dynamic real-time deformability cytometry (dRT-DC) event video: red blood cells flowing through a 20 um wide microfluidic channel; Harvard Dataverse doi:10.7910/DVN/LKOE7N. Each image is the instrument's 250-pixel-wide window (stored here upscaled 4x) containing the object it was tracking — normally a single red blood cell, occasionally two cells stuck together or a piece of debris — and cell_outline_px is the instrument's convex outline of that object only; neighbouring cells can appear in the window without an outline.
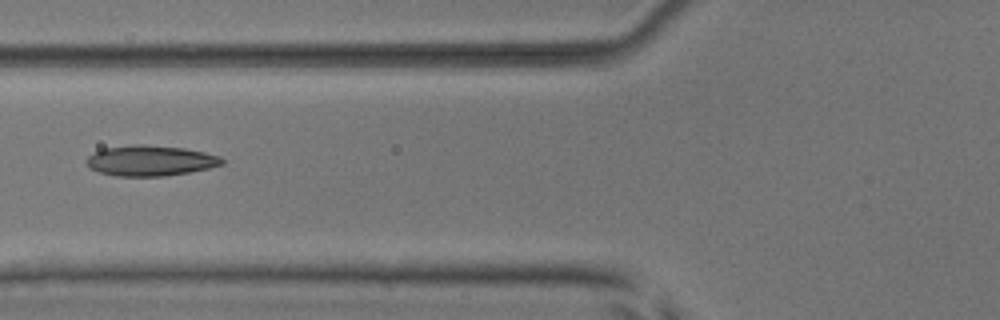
{"species": "common noctule bat (a hibernating species)", "species_latin": "Nyctalus noctula", "temperature_condition": "room temperature", "stored_images_in_passage": 7, "camera_frame_rate_fps": 3000, "um_per_image_px": 0.085, "animal": {"sex": "male", "body_mass_g": 17.9, "forearm_length_mm": 54.2}, "frame": {"image": 1, "passage_image": 6, "time_ms": 1.667, "image_size_px": [1000, 320], "cell_outline_px": [[224, 164], [208, 168], [188, 172], [164, 176], [116, 176], [96, 172], [88, 168], [84, 160], [88, 156], [104, 148], [136, 144], [144, 144], [184, 148], [204, 152], [220, 156], [224, 160]], "centroid_in_image_um": [12.74, 13.66], "position_along_channel_um": 113.1, "area_um2": 24.22}}
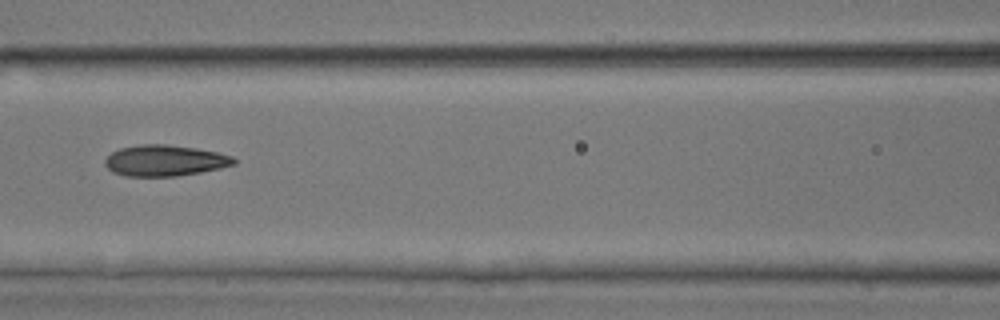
{"frame": {"image": 2, "passage_image": 7, "time_ms": 2.0, "image_size_px": [1000, 320], "cell_outline_px": [[236, 164], [220, 168], [200, 172], [176, 176], [124, 176], [112, 172], [104, 164], [104, 160], [112, 152], [120, 148], [140, 144], [168, 144], [196, 148], [216, 152], [232, 156], [236, 160]], "centroid_in_image_um": [13.99, 13.64], "position_along_channel_um": 152.6, "area_um2": 23.35}}